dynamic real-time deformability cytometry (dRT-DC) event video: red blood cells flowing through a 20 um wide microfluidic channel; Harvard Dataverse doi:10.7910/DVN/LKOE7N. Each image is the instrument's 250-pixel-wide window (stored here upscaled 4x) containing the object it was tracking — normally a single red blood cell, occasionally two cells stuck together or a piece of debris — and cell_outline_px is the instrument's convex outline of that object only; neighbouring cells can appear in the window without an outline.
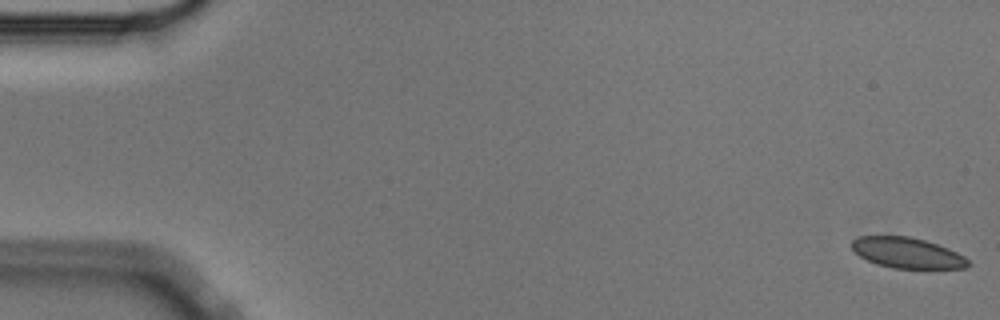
{"species": "Egyptian fruit bat (a non-hibernating species)", "species_latin": "Rousettus aegyptiacus", "temperature_condition": "cold", "stored_images_in_passage": 56, "camera_frame_rate_fps": 3000, "um_per_image_px": 0.085, "animal": {"sex": "male"}, "frame": {"image": 1, "passage_image": 1, "time_ms": 0.0, "image_size_px": [1000, 320], "cell_outline_px": [[972, 264], [968, 268], [892, 268], [876, 264], [860, 256], [852, 248], [852, 240], [860, 236], [908, 236], [924, 240], [948, 248], [964, 256]], "centroid_in_image_um": [77.13, 21.5], "position_along_channel_um": 7.9, "area_um2": 20.63}}
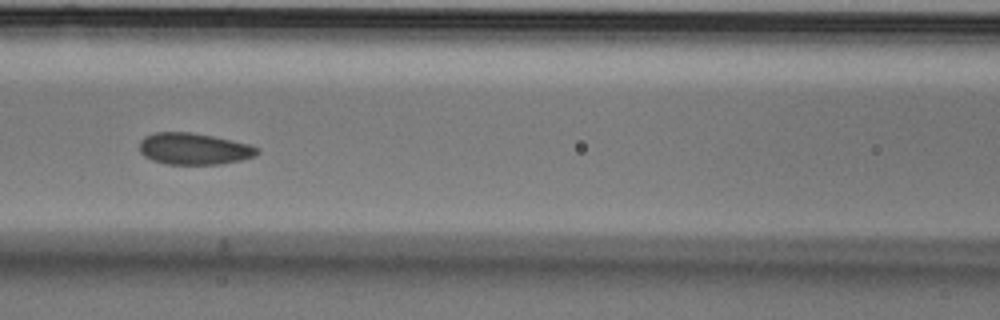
{"frame": {"image": 2, "passage_image": 25, "time_ms": 8.0, "image_size_px": [1000, 320], "cell_outline_px": [[260, 152], [256, 156], [240, 160], [220, 164], [164, 164], [152, 160], [144, 156], [140, 152], [140, 140], [144, 136], [156, 132], [188, 132], [212, 136], [232, 140], [248, 144], [260, 148]], "centroid_in_image_um": [16.48, 12.65], "position_along_channel_um": 150.1, "area_um2": 21.73}}
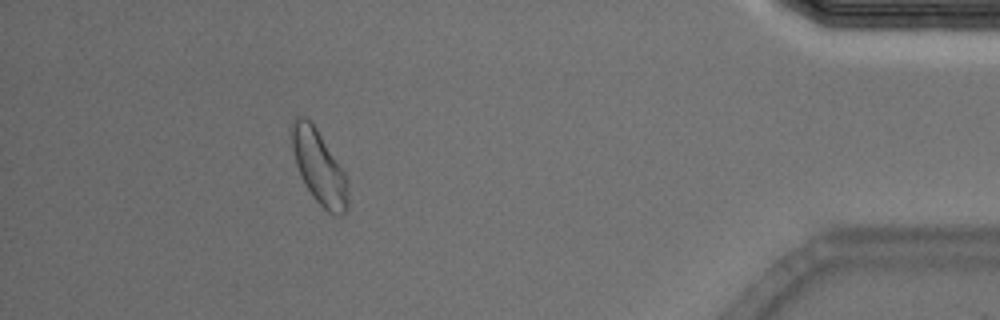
{"frame": {"image": 3, "passage_image": 51, "time_ms": 16.667, "image_size_px": [1000, 320], "cell_outline_px": [[348, 208], [340, 216], [336, 216], [328, 212], [312, 196], [300, 176], [296, 164], [288, 132], [288, 128], [292, 120], [296, 116], [304, 116], [316, 128], [344, 172], [348, 184]], "centroid_in_image_um": [27.07, 14.18], "position_along_channel_um": 408.1, "area_um2": 24.28}, "authors_computed_cell_mechanics": {"area_um2": 22.3108, "velocity_mm_per_s": 3.5612, "shape_relaxation_time_tau1_ms": 7.2401, "shape_relaxation_time_tau2_ms": 1.3884, "deformation_change_tau1": 0.1166, "deformation_change_tau2": 0.0546}}